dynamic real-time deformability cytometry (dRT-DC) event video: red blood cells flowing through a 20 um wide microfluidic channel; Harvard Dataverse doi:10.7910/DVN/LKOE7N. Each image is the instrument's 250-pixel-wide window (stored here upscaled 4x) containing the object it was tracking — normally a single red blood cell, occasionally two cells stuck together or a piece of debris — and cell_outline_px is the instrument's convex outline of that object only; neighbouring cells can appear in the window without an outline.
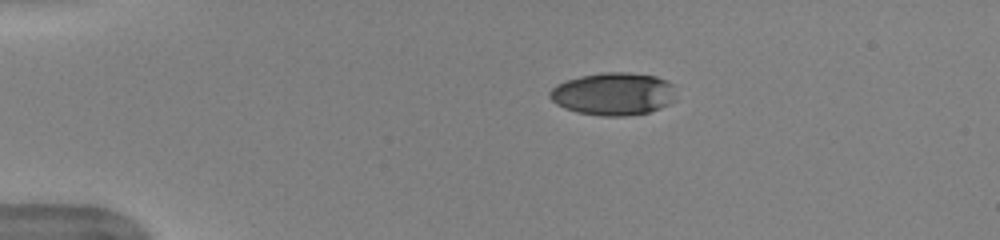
{"species": "human", "species_latin": "Homo sapiens", "temperature_condition": "warm", "stored_images_in_passage": 42, "camera_frame_rate_fps": 3000, "um_per_image_px": 0.085, "donor": {"sex": "female"}, "frame": {"image": 1, "passage_image": 1, "time_ms": 0.0, "image_size_px": [1000, 240], "cell_outline_px": [[676, 100], [660, 108], [648, 112], [624, 116], [600, 116], [576, 112], [564, 108], [556, 104], [548, 96], [548, 92], [556, 84], [580, 76], [600, 72], [628, 72], [656, 76], [668, 80], [672, 84]], "centroid_in_image_um": [52.13, 7.98], "position_along_channel_um": 32.9, "area_um2": 31.67}}
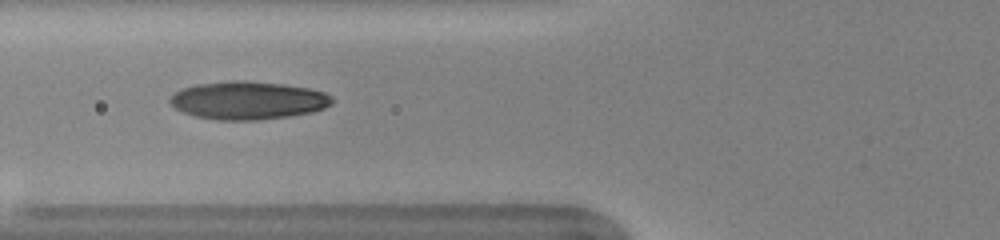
{"frame": {"image": 2, "passage_image": 11, "time_ms": 3.333, "image_size_px": [1000, 240], "cell_outline_px": [[336, 100], [332, 104], [324, 108], [312, 112], [288, 116], [260, 120], [216, 120], [196, 116], [184, 112], [176, 108], [168, 100], [180, 88], [196, 84], [232, 80], [244, 80], [284, 84], [308, 88], [324, 92], [332, 96]], "centroid_in_image_um": [21.1, 8.52], "position_along_channel_um": 104.7, "area_um2": 36.07}}
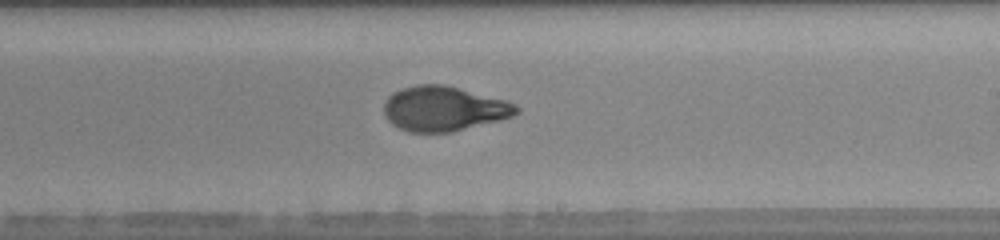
{"frame": {"image": 3, "passage_image": 22, "time_ms": 7.0, "image_size_px": [1000, 240], "cell_outline_px": [[520, 112], [512, 116], [500, 120], [452, 132], [408, 132], [392, 124], [388, 120], [384, 112], [384, 104], [388, 96], [392, 92], [400, 88], [416, 84], [444, 84], [504, 100], [516, 104], [520, 108]], "centroid_in_image_um": [37.71, 9.23], "position_along_channel_um": 251.3, "area_um2": 34.62}, "authors_computed_cell_mechanics": {"area_um2": 34.2465, "velocity_mm_per_s": 3.9879, "shape_relaxation_time_tau1_ms": 5.9737, "shape_relaxation_time_tau2_ms": 0.8889, "deformation_change_tau1": 0.242, "deformation_change_tau2": 0.0672}}